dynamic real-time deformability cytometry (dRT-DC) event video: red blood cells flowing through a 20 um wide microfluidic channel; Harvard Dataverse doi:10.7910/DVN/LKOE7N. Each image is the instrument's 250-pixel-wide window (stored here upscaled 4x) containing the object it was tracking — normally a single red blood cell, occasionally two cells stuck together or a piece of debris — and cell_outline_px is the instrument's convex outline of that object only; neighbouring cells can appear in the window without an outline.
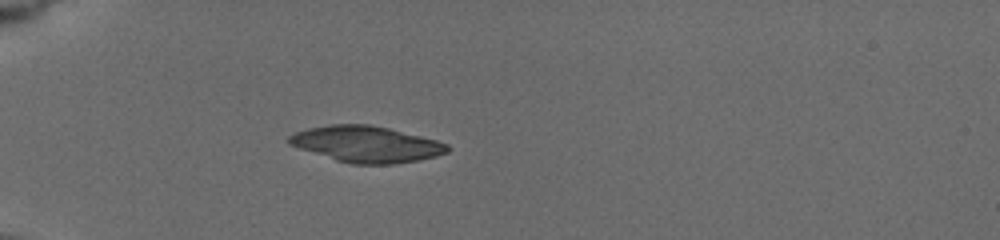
{"species": "common noctule bat (a hibernating species)", "species_latin": "Nyctalus noctula", "temperature_condition": "cold", "stored_images_in_passage": 12, "camera_frame_rate_fps": 3000, "um_per_image_px": 0.085, "animal": {"sex": "female", "body_mass_g": 19.5, "forearm_length_mm": 54.1}, "frame": {"image": 1, "passage_image": 4, "time_ms": 1.667, "image_size_px": [1000, 240], "cell_outline_px": [[452, 148], [448, 152], [436, 156], [416, 160], [392, 164], [352, 164], [336, 160], [288, 144], [288, 136], [296, 132], [308, 128], [328, 124], [368, 124], [388, 128], [436, 140], [448, 144]], "centroid_in_image_um": [31.14, 12.25], "position_along_channel_um": 53.9, "area_um2": 33.18}}